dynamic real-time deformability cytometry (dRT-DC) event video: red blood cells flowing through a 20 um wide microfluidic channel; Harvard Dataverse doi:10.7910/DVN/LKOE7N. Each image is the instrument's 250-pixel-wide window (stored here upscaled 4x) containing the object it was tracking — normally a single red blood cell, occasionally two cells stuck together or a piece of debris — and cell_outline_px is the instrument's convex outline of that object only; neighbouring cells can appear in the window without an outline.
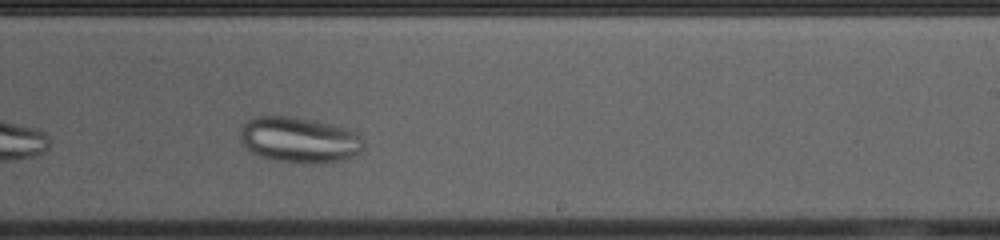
{"species": "common noctule bat (a hibernating species)", "species_latin": "Nyctalus noctula", "temperature_condition": "cold", "stored_images_in_passage": 30, "camera_frame_rate_fps": 3000, "um_per_image_px": 0.085, "animal": {"sex": "female", "body_mass_g": 23.0, "forearm_length_mm": 53.4}, "frame": {"image": 1, "passage_image": 18, "time_ms": 5.667, "image_size_px": [1000, 240], "cell_outline_px": [[364, 148], [360, 152], [344, 160], [316, 164], [312, 164], [276, 160], [260, 156], [252, 152], [240, 140], [240, 132], [244, 124], [248, 120], [256, 116], [292, 116], [332, 124], [348, 128], [360, 132], [364, 140]], "centroid_in_image_um": [25.51, 11.88], "position_along_channel_um": 263.5, "area_um2": 33.18}}